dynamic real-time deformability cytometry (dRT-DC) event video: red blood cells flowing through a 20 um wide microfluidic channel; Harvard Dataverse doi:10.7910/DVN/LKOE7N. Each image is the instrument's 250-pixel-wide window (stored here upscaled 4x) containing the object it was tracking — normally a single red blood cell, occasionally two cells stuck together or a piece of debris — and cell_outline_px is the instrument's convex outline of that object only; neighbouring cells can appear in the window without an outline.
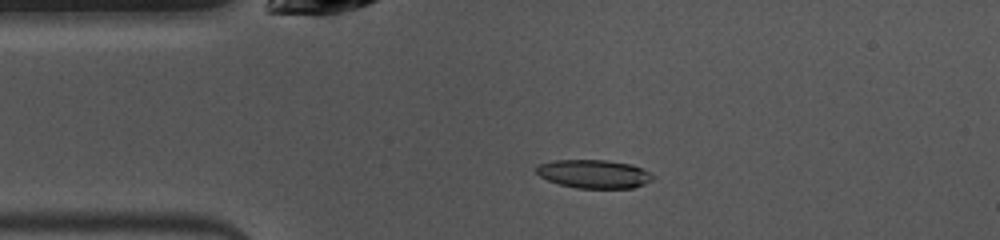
{"species": "common noctule bat (a hibernating species)", "species_latin": "Nyctalus noctula", "temperature_condition": "warm", "stored_images_in_passage": 48, "camera_frame_rate_fps": 3000, "um_per_image_px": 0.085, "animal": {"sex": "female", "body_mass_g": 10.0, "forearm_length_mm": 53.1}, "frame": {"image": 1, "passage_image": 9, "time_ms": 2.667, "image_size_px": [1000, 240], "cell_outline_px": [[656, 176], [652, 180], [644, 184], [632, 188], [576, 188], [560, 184], [548, 180], [540, 176], [536, 172], [536, 168], [540, 164], [552, 160], [608, 160], [632, 164]], "centroid_in_image_um": [50.49, 14.78], "position_along_channel_um": 34.5, "area_um2": 19.31}}
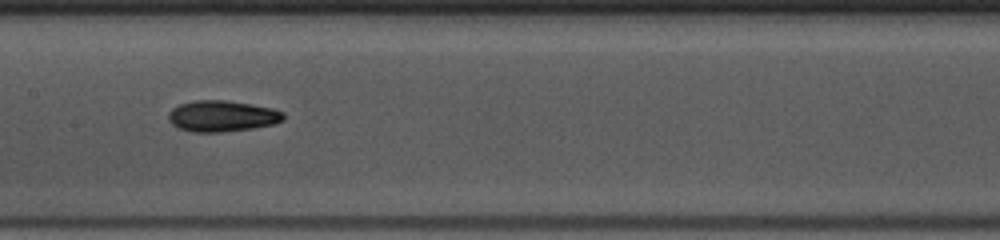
{"frame": {"image": 2, "passage_image": 22, "time_ms": 7.0, "image_size_px": [1000, 240], "cell_outline_px": [[284, 120], [276, 124], [252, 128], [220, 132], [192, 132], [180, 128], [172, 124], [168, 120], [168, 112], [172, 108], [180, 104], [196, 100], [228, 100], [252, 104], [272, 108], [284, 112]], "centroid_in_image_um": [18.89, 9.86], "position_along_channel_um": 188.5, "area_um2": 20.98}}
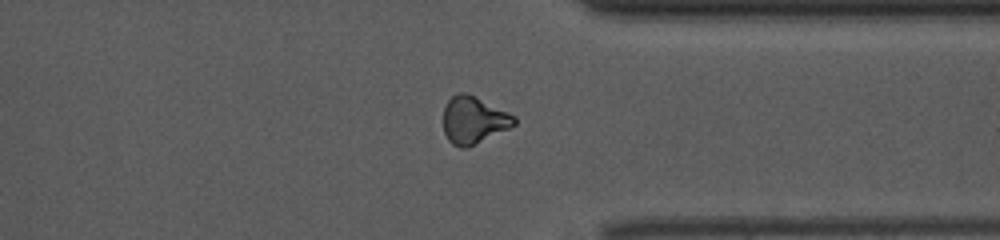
{"frame": {"image": 3, "passage_image": 36, "time_ms": 11.667, "image_size_px": [1000, 240], "cell_outline_px": [[516, 124], [468, 148], [460, 148], [452, 144], [448, 140], [444, 132], [444, 108], [448, 100], [456, 92], [468, 92], [516, 116]], "centroid_in_image_um": [40.25, 10.19], "position_along_channel_um": 371.2, "area_um2": 19.59}, "authors_computed_cell_mechanics": {"area_um2": 19.5075, "velocity_mm_per_s": 4.0004, "shape_relaxation_time_tau1_ms": 9.4662, "shape_relaxation_time_tau2_ms": 8.3604, "deformation_change_tau1": 0.2003, "deformation_change_tau2": 0.1768}}